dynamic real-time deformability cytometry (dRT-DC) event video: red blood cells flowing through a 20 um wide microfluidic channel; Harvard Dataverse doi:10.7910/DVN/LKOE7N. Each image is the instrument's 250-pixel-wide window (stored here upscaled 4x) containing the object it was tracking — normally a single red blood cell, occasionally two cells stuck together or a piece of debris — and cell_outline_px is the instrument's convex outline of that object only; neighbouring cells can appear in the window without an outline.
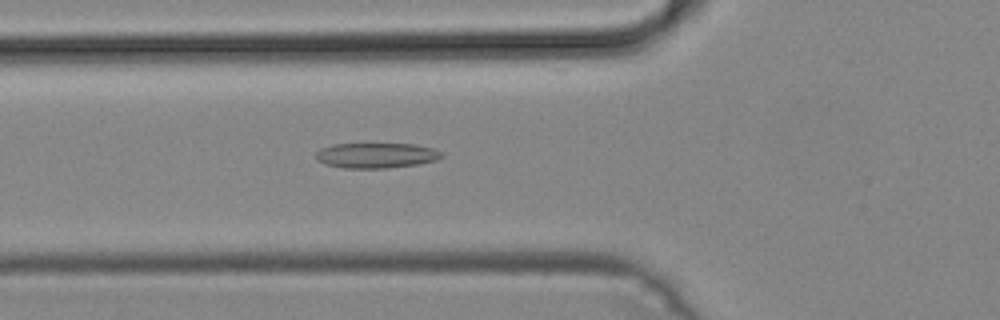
{"species": "common noctule bat (a hibernating species)", "species_latin": "Nyctalus noctula", "temperature_condition": "cold", "stored_images_in_passage": 40, "camera_frame_rate_fps": 3000, "um_per_image_px": 0.085, "animal": {"sex": "male", "body_mass_g": 19.2, "forearm_length_mm": 51.8}, "frame": {"image": 1, "passage_image": 12, "time_ms": 3.667, "image_size_px": [1000, 320], "cell_outline_px": [[444, 156], [436, 160], [416, 164], [384, 168], [344, 168], [324, 164], [316, 160], [316, 152], [320, 148], [332, 144], [412, 144], [432, 148], [440, 152]], "centroid_in_image_um": [31.92, 13.21], "position_along_channel_um": 93.9, "area_um2": 18.38}}
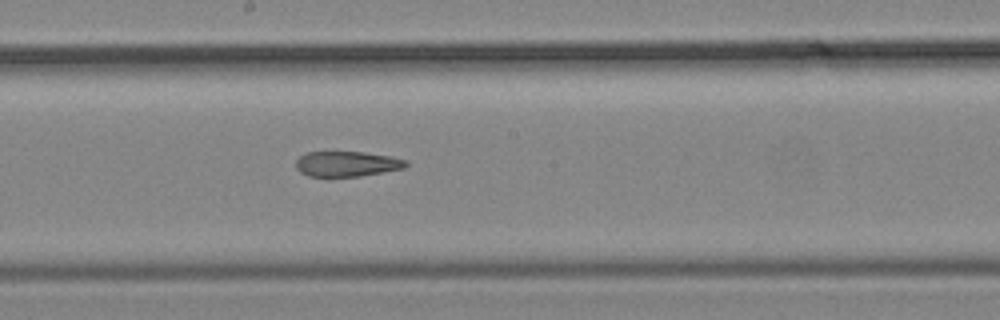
{"frame": {"image": 2, "passage_image": 21, "time_ms": 6.667, "image_size_px": [1000, 320], "cell_outline_px": [[408, 164], [404, 168], [360, 176], [328, 180], [308, 176], [300, 172], [296, 168], [296, 160], [300, 156], [308, 152], [364, 152], [392, 156], [408, 160]], "centroid_in_image_um": [29.45, 13.97], "position_along_channel_um": 218.8, "area_um2": 16.94}}
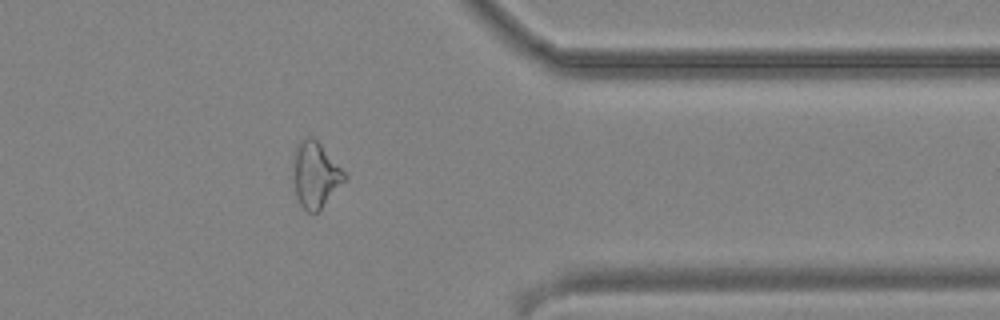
{"frame": {"image": 3, "passage_image": 34, "time_ms": 11.0, "image_size_px": [1000, 320], "cell_outline_px": [[348, 176], [320, 212], [308, 212], [300, 204], [296, 196], [292, 168], [296, 148], [308, 136], [312, 136], [320, 144]], "centroid_in_image_um": [26.81, 14.91], "position_along_channel_um": 384.6, "area_um2": 19.42}}